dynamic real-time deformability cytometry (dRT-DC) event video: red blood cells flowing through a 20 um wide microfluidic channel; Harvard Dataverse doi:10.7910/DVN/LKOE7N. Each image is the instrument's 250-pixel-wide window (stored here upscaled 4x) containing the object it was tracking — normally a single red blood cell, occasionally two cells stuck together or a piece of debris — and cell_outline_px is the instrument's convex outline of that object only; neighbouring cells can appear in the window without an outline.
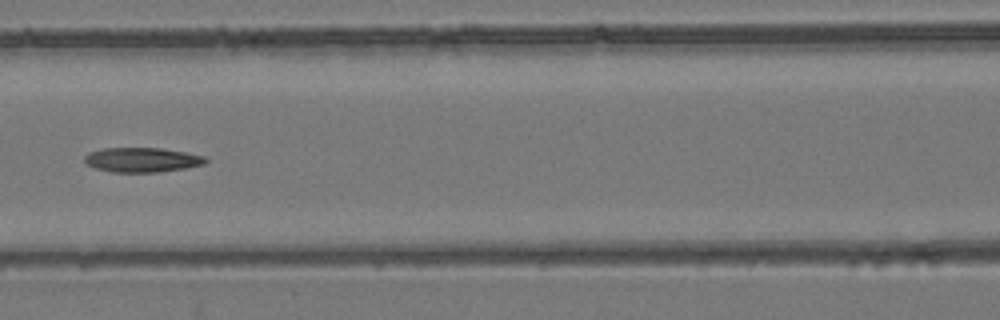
{"species": "common noctule bat (a hibernating species)", "species_latin": "Nyctalus noctula", "temperature_condition": "room temperature", "stored_images_in_passage": 7, "camera_frame_rate_fps": 3000, "um_per_image_px": 0.085, "animal": {"sex": "female", "body_mass_g": 24.6, "forearm_length_mm": 56.2}, "frame": {"image": 1, "passage_image": 6, "time_ms": 1.667, "image_size_px": [1000, 320], "cell_outline_px": [[208, 160], [204, 164], [184, 168], [160, 172], [112, 172], [96, 168], [84, 164], [84, 156], [88, 152], [104, 148], [160, 148], [184, 152], [204, 156]], "centroid_in_image_um": [12.03, 13.58], "position_along_channel_um": 154.6, "area_um2": 17.34}}
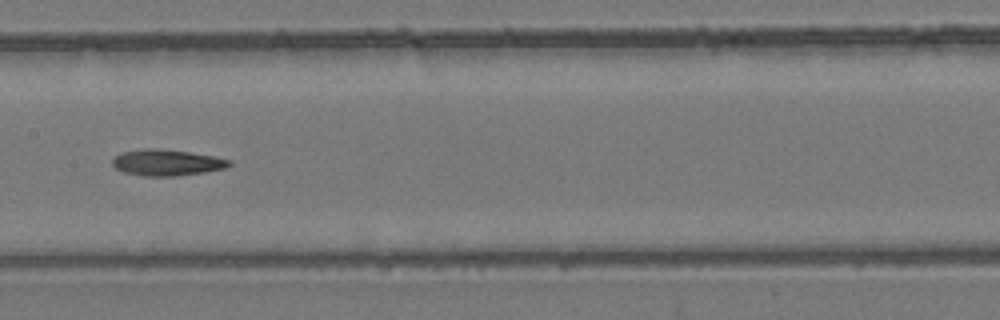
{"frame": {"image": 2, "passage_image": 7, "time_ms": 2.0, "image_size_px": [1000, 320], "cell_outline_px": [[232, 164], [224, 168], [204, 172], [176, 176], [144, 176], [124, 172], [116, 168], [112, 164], [112, 160], [120, 152], [144, 148], [160, 148], [188, 152], [212, 156], [232, 160]], "centroid_in_image_um": [14.16, 13.81], "position_along_channel_um": 193.2, "area_um2": 17.8}}